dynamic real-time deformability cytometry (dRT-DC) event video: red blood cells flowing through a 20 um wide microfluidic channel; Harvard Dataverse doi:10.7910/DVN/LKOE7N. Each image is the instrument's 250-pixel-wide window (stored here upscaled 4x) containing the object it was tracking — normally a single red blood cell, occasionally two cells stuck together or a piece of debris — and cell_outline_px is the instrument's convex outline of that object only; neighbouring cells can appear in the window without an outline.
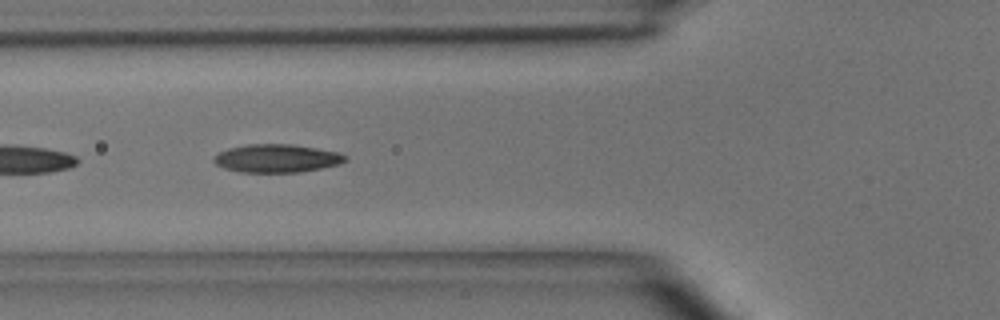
{"species": "common noctule bat (a hibernating species)", "species_latin": "Nyctalus noctula", "temperature_condition": "room temperature", "stored_images_in_passage": 5, "camera_frame_rate_fps": 3000, "um_per_image_px": 0.085, "animal": {"sex": "male", "body_mass_g": 15.6}, "frame": {"image": 1, "passage_image": 2, "time_ms": 1.0, "image_size_px": [1000, 320], "cell_outline_px": [[348, 160], [340, 164], [300, 172], [240, 172], [224, 168], [216, 164], [212, 160], [220, 152], [228, 148], [248, 144], [292, 144], [340, 152], [348, 156]], "centroid_in_image_um": [23.56, 13.45], "position_along_channel_um": 102.2, "area_um2": 21.62}}